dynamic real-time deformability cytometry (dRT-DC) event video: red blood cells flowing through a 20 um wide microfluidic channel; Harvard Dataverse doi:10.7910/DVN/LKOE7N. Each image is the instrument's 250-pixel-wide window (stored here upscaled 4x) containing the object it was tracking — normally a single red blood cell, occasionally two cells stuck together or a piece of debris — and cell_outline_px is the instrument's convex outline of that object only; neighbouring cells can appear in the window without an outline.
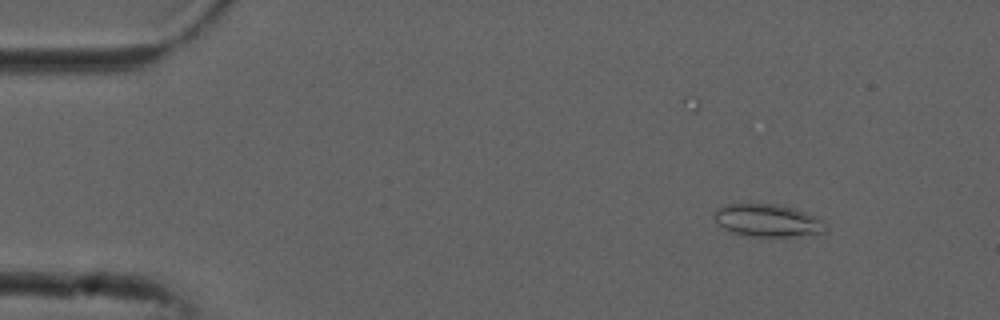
{"species": "common noctule bat (a hibernating species)", "species_latin": "Nyctalus noctula", "temperature_condition": "cold", "stored_images_in_passage": 53, "camera_frame_rate_fps": 3000, "um_per_image_px": 0.085, "animal": {"sex": "male", "forearm_length_mm": 52.5}, "frame": {"image": 1, "passage_image": 6, "time_ms": 1.667, "image_size_px": [1000, 320], "cell_outline_px": [[828, 228], [824, 232], [800, 236], [748, 236], [724, 228], [712, 216], [712, 212], [716, 208], [724, 204], [776, 204], [796, 208], [824, 220]], "centroid_in_image_um": [65.27, 18.72], "position_along_channel_um": 19.7, "area_um2": 21.21}}
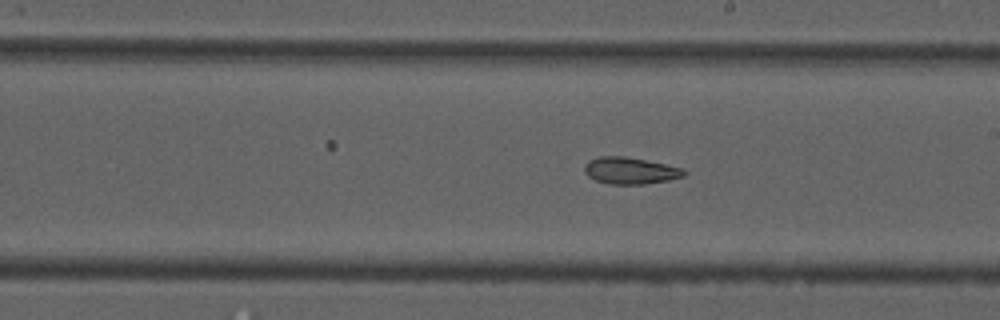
{"frame": {"image": 2, "passage_image": 30, "time_ms": 9.667, "image_size_px": [1000, 320], "cell_outline_px": [[688, 172], [684, 176], [668, 180], [644, 184], [608, 184], [596, 180], [588, 176], [584, 172], [584, 164], [588, 160], [600, 156], [624, 156], [684, 168]], "centroid_in_image_um": [53.56, 14.5], "position_along_channel_um": 235.4, "area_um2": 15.55}}
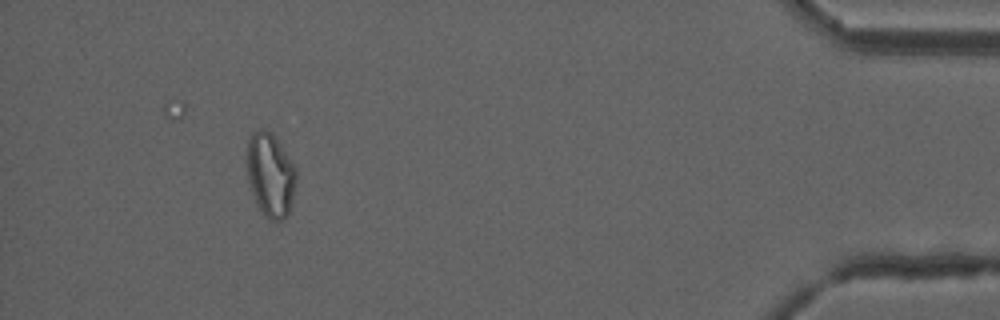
{"frame": {"image": 3, "passage_image": 49, "time_ms": 16.0, "image_size_px": [1000, 320], "cell_outline_px": [[296, 180], [292, 200], [288, 216], [284, 220], [268, 220], [264, 216], [252, 192], [248, 180], [248, 140], [252, 132], [260, 128], [264, 128], [272, 132], [276, 136], [296, 168]], "centroid_in_image_um": [23.01, 14.84], "position_along_channel_um": 412.2, "area_um2": 24.1}}